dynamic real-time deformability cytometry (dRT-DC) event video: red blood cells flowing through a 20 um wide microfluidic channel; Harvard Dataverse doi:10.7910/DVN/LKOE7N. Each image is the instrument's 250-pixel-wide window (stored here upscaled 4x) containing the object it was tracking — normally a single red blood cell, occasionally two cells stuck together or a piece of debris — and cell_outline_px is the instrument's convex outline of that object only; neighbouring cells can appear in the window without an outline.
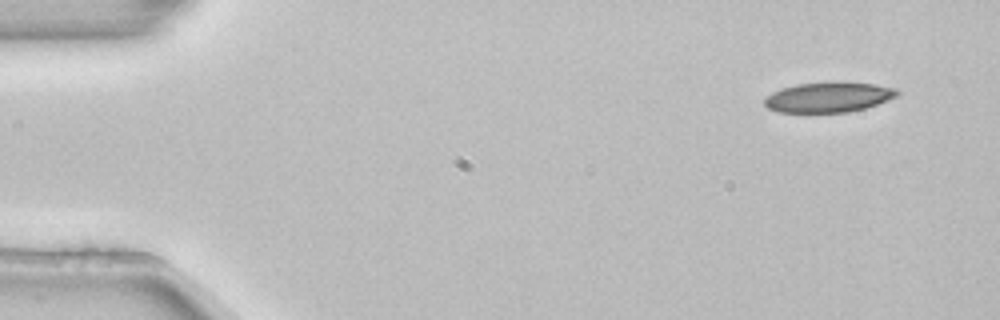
{"species": "common noctule bat (a hibernating species)", "species_latin": "Nyctalus noctula", "temperature_condition": "room temperature", "stored_images_in_passage": 4, "camera_frame_rate_fps": 3000, "um_per_image_px": 0.085, "animal": {"sex": "female", "body_mass_g": 22.7, "forearm_length_mm": 54.2}, "frame": {"image": 1, "passage_image": 1, "time_ms": 0.0, "image_size_px": [1000, 320], "cell_outline_px": [[900, 92], [896, 96], [876, 104], [864, 108], [848, 112], [776, 112], [768, 108], [764, 104], [764, 100], [772, 92], [796, 84], [832, 80], [840, 80], [876, 84], [896, 88]], "centroid_in_image_um": [70.43, 8.23], "position_along_channel_um": 14.6, "area_um2": 23.64}}
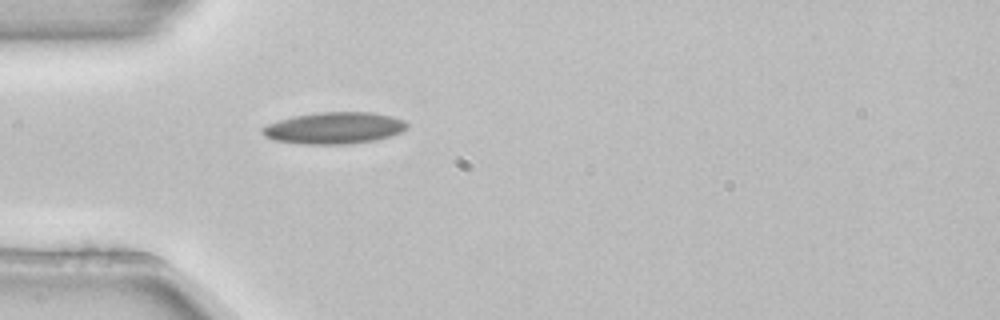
{"frame": {"image": 2, "passage_image": 4, "time_ms": 1.0, "image_size_px": [1000, 320], "cell_outline_px": [[408, 128], [392, 136], [376, 140], [344, 144], [300, 144], [272, 140], [264, 136], [260, 132], [260, 128], [268, 124], [280, 120], [296, 116], [320, 112], [372, 112], [392, 116], [404, 120], [408, 124]], "centroid_in_image_um": [28.41, 10.89], "position_along_channel_um": 56.6, "area_um2": 26.82}}